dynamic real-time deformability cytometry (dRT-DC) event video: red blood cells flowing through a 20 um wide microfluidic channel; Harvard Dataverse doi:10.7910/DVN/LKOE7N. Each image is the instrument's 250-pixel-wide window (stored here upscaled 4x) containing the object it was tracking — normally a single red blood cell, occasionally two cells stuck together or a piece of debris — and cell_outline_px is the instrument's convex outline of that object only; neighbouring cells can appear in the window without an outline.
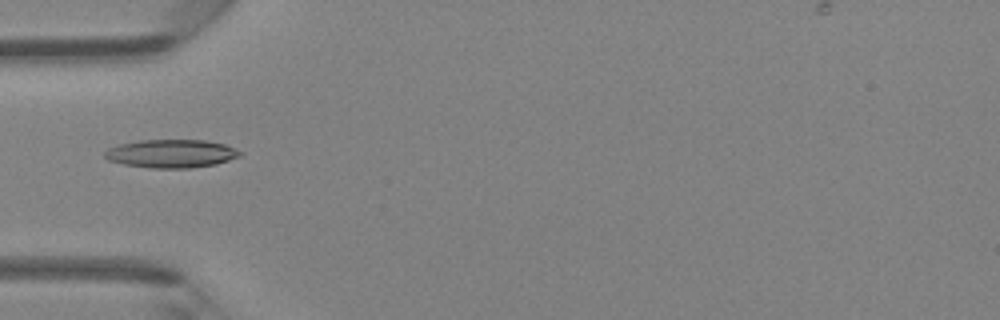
{"species": "Egyptian fruit bat (a non-hibernating species)", "species_latin": "Rousettus aegyptiacus", "temperature_condition": "room temperature", "stored_images_in_passage": 5, "camera_frame_rate_fps": 3000, "um_per_image_px": 0.085, "animal": {"sex": "female"}, "frame": {"image": 1, "passage_image": 5, "time_ms": 1.333, "image_size_px": [1000, 320], "cell_outline_px": [[244, 152], [240, 156], [216, 164], [192, 168], [152, 168], [124, 164], [108, 160], [104, 156], [104, 152], [108, 148], [120, 144], [140, 140], [204, 140], [224, 144]], "centroid_in_image_um": [14.56, 13.06], "position_along_channel_um": 70.4, "area_um2": 22.25}}